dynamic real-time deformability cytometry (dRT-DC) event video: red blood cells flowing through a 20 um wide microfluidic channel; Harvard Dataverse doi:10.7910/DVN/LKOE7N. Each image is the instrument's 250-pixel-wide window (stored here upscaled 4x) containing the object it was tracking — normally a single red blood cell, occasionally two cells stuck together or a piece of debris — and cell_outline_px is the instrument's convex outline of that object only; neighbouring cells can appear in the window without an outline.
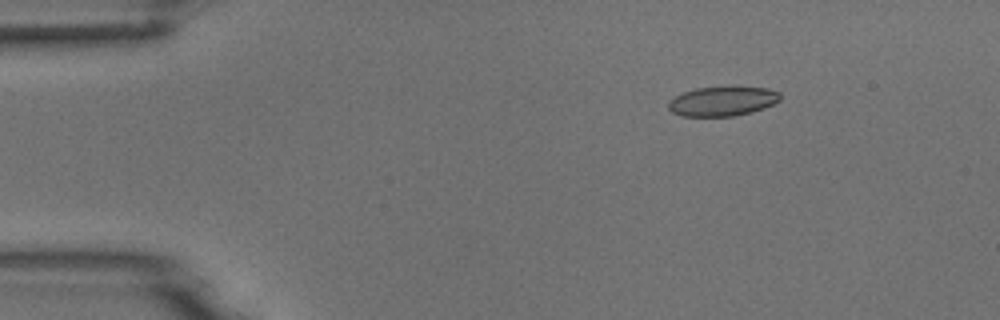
{"species": "common noctule bat (a hibernating species)", "species_latin": "Nyctalus noctula", "temperature_condition": "room temperature", "stored_images_in_passage": 5, "camera_frame_rate_fps": 3000, "um_per_image_px": 0.085, "animal": {"sex": "male", "body_mass_g": 18.8}, "frame": {"image": 1, "passage_image": 3, "time_ms": 2.333, "image_size_px": [1000, 320], "cell_outline_px": [[780, 100], [764, 108], [752, 112], [736, 116], [680, 116], [672, 112], [668, 108], [668, 100], [684, 92], [696, 88], [732, 84], [768, 88], [780, 92]], "centroid_in_image_um": [61.43, 8.56], "position_along_channel_um": 23.6, "area_um2": 20.0}}